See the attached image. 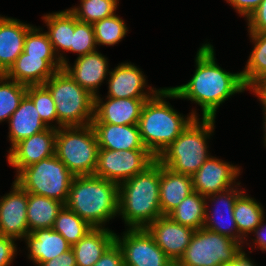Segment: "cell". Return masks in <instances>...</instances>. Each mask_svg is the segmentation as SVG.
I'll use <instances>...</instances> for the list:
<instances>
[{
    "label": "cell",
    "mask_w": 266,
    "mask_h": 266,
    "mask_svg": "<svg viewBox=\"0 0 266 266\" xmlns=\"http://www.w3.org/2000/svg\"><path fill=\"white\" fill-rule=\"evenodd\" d=\"M215 50L211 43H203L195 57V72L186 84L170 87L175 99H184L200 106L201 118H215L220 105L245 86L242 73H231L216 63Z\"/></svg>",
    "instance_id": "cell-1"
},
{
    "label": "cell",
    "mask_w": 266,
    "mask_h": 266,
    "mask_svg": "<svg viewBox=\"0 0 266 266\" xmlns=\"http://www.w3.org/2000/svg\"><path fill=\"white\" fill-rule=\"evenodd\" d=\"M166 98L175 99V92L170 87L161 88L147 99L137 124L143 145L156 158L195 118H199L196 109L184 116Z\"/></svg>",
    "instance_id": "cell-2"
},
{
    "label": "cell",
    "mask_w": 266,
    "mask_h": 266,
    "mask_svg": "<svg viewBox=\"0 0 266 266\" xmlns=\"http://www.w3.org/2000/svg\"><path fill=\"white\" fill-rule=\"evenodd\" d=\"M160 163L119 184V211L127 228H146L162 215L159 199Z\"/></svg>",
    "instance_id": "cell-3"
},
{
    "label": "cell",
    "mask_w": 266,
    "mask_h": 266,
    "mask_svg": "<svg viewBox=\"0 0 266 266\" xmlns=\"http://www.w3.org/2000/svg\"><path fill=\"white\" fill-rule=\"evenodd\" d=\"M65 206L93 228L118 217L119 185L94 175L74 176Z\"/></svg>",
    "instance_id": "cell-4"
},
{
    "label": "cell",
    "mask_w": 266,
    "mask_h": 266,
    "mask_svg": "<svg viewBox=\"0 0 266 266\" xmlns=\"http://www.w3.org/2000/svg\"><path fill=\"white\" fill-rule=\"evenodd\" d=\"M215 122V118H195L156 160L176 173L192 176L211 156L207 141Z\"/></svg>",
    "instance_id": "cell-5"
},
{
    "label": "cell",
    "mask_w": 266,
    "mask_h": 266,
    "mask_svg": "<svg viewBox=\"0 0 266 266\" xmlns=\"http://www.w3.org/2000/svg\"><path fill=\"white\" fill-rule=\"evenodd\" d=\"M56 105L60 127L90 125L94 118V96L82 88L63 68L44 84Z\"/></svg>",
    "instance_id": "cell-6"
},
{
    "label": "cell",
    "mask_w": 266,
    "mask_h": 266,
    "mask_svg": "<svg viewBox=\"0 0 266 266\" xmlns=\"http://www.w3.org/2000/svg\"><path fill=\"white\" fill-rule=\"evenodd\" d=\"M98 149L91 124L56 129L55 155L74 176L94 175Z\"/></svg>",
    "instance_id": "cell-7"
},
{
    "label": "cell",
    "mask_w": 266,
    "mask_h": 266,
    "mask_svg": "<svg viewBox=\"0 0 266 266\" xmlns=\"http://www.w3.org/2000/svg\"><path fill=\"white\" fill-rule=\"evenodd\" d=\"M74 175L56 155L23 168L14 181L28 193L66 204Z\"/></svg>",
    "instance_id": "cell-8"
},
{
    "label": "cell",
    "mask_w": 266,
    "mask_h": 266,
    "mask_svg": "<svg viewBox=\"0 0 266 266\" xmlns=\"http://www.w3.org/2000/svg\"><path fill=\"white\" fill-rule=\"evenodd\" d=\"M245 245L227 236L200 228L176 266H230L245 250Z\"/></svg>",
    "instance_id": "cell-9"
},
{
    "label": "cell",
    "mask_w": 266,
    "mask_h": 266,
    "mask_svg": "<svg viewBox=\"0 0 266 266\" xmlns=\"http://www.w3.org/2000/svg\"><path fill=\"white\" fill-rule=\"evenodd\" d=\"M155 160L147 149L118 151L99 148L94 176L119 185L143 172Z\"/></svg>",
    "instance_id": "cell-10"
},
{
    "label": "cell",
    "mask_w": 266,
    "mask_h": 266,
    "mask_svg": "<svg viewBox=\"0 0 266 266\" xmlns=\"http://www.w3.org/2000/svg\"><path fill=\"white\" fill-rule=\"evenodd\" d=\"M123 234V235H122ZM115 241L123 252L124 266H174L146 228H127Z\"/></svg>",
    "instance_id": "cell-11"
},
{
    "label": "cell",
    "mask_w": 266,
    "mask_h": 266,
    "mask_svg": "<svg viewBox=\"0 0 266 266\" xmlns=\"http://www.w3.org/2000/svg\"><path fill=\"white\" fill-rule=\"evenodd\" d=\"M241 182L230 189L206 196V216L204 228L227 236L244 245L245 239L238 233L234 219V205L237 198L245 191ZM208 200V201H207ZM211 203L213 207L209 208ZM219 206V207H218Z\"/></svg>",
    "instance_id": "cell-12"
},
{
    "label": "cell",
    "mask_w": 266,
    "mask_h": 266,
    "mask_svg": "<svg viewBox=\"0 0 266 266\" xmlns=\"http://www.w3.org/2000/svg\"><path fill=\"white\" fill-rule=\"evenodd\" d=\"M241 173L240 166L211 155L191 176L194 191L205 197L226 191L239 183Z\"/></svg>",
    "instance_id": "cell-13"
},
{
    "label": "cell",
    "mask_w": 266,
    "mask_h": 266,
    "mask_svg": "<svg viewBox=\"0 0 266 266\" xmlns=\"http://www.w3.org/2000/svg\"><path fill=\"white\" fill-rule=\"evenodd\" d=\"M107 79L108 94L106 97L149 99L161 89L148 86L143 71L128 61L119 63L114 69L111 68Z\"/></svg>",
    "instance_id": "cell-14"
},
{
    "label": "cell",
    "mask_w": 266,
    "mask_h": 266,
    "mask_svg": "<svg viewBox=\"0 0 266 266\" xmlns=\"http://www.w3.org/2000/svg\"><path fill=\"white\" fill-rule=\"evenodd\" d=\"M28 192L15 181L11 191L0 198V235L23 240L28 234Z\"/></svg>",
    "instance_id": "cell-15"
},
{
    "label": "cell",
    "mask_w": 266,
    "mask_h": 266,
    "mask_svg": "<svg viewBox=\"0 0 266 266\" xmlns=\"http://www.w3.org/2000/svg\"><path fill=\"white\" fill-rule=\"evenodd\" d=\"M157 246L175 264L190 244L194 229L163 215L146 227Z\"/></svg>",
    "instance_id": "cell-16"
},
{
    "label": "cell",
    "mask_w": 266,
    "mask_h": 266,
    "mask_svg": "<svg viewBox=\"0 0 266 266\" xmlns=\"http://www.w3.org/2000/svg\"><path fill=\"white\" fill-rule=\"evenodd\" d=\"M56 129L34 134L17 143L7 153V162L18 174L23 168L55 155Z\"/></svg>",
    "instance_id": "cell-17"
},
{
    "label": "cell",
    "mask_w": 266,
    "mask_h": 266,
    "mask_svg": "<svg viewBox=\"0 0 266 266\" xmlns=\"http://www.w3.org/2000/svg\"><path fill=\"white\" fill-rule=\"evenodd\" d=\"M105 99L100 95L94 97V118L91 123L138 124L143 105L147 100L112 97Z\"/></svg>",
    "instance_id": "cell-18"
},
{
    "label": "cell",
    "mask_w": 266,
    "mask_h": 266,
    "mask_svg": "<svg viewBox=\"0 0 266 266\" xmlns=\"http://www.w3.org/2000/svg\"><path fill=\"white\" fill-rule=\"evenodd\" d=\"M108 64V58L96 50L77 57L74 65L69 62L63 69L75 82L95 97L99 95V87L110 74Z\"/></svg>",
    "instance_id": "cell-19"
},
{
    "label": "cell",
    "mask_w": 266,
    "mask_h": 266,
    "mask_svg": "<svg viewBox=\"0 0 266 266\" xmlns=\"http://www.w3.org/2000/svg\"><path fill=\"white\" fill-rule=\"evenodd\" d=\"M62 68L58 57H35L22 52L5 75L26 86L43 85Z\"/></svg>",
    "instance_id": "cell-20"
},
{
    "label": "cell",
    "mask_w": 266,
    "mask_h": 266,
    "mask_svg": "<svg viewBox=\"0 0 266 266\" xmlns=\"http://www.w3.org/2000/svg\"><path fill=\"white\" fill-rule=\"evenodd\" d=\"M32 24L0 14V74H6L24 49Z\"/></svg>",
    "instance_id": "cell-21"
},
{
    "label": "cell",
    "mask_w": 266,
    "mask_h": 266,
    "mask_svg": "<svg viewBox=\"0 0 266 266\" xmlns=\"http://www.w3.org/2000/svg\"><path fill=\"white\" fill-rule=\"evenodd\" d=\"M23 240L28 250L27 257L36 266H40L72 248L53 228L34 230L28 233Z\"/></svg>",
    "instance_id": "cell-22"
},
{
    "label": "cell",
    "mask_w": 266,
    "mask_h": 266,
    "mask_svg": "<svg viewBox=\"0 0 266 266\" xmlns=\"http://www.w3.org/2000/svg\"><path fill=\"white\" fill-rule=\"evenodd\" d=\"M99 148L110 150L146 149L140 137L138 125H114L91 123Z\"/></svg>",
    "instance_id": "cell-23"
},
{
    "label": "cell",
    "mask_w": 266,
    "mask_h": 266,
    "mask_svg": "<svg viewBox=\"0 0 266 266\" xmlns=\"http://www.w3.org/2000/svg\"><path fill=\"white\" fill-rule=\"evenodd\" d=\"M8 124V138L11 144L9 151L20 141L48 128L41 120L33 101L27 95L13 112Z\"/></svg>",
    "instance_id": "cell-24"
},
{
    "label": "cell",
    "mask_w": 266,
    "mask_h": 266,
    "mask_svg": "<svg viewBox=\"0 0 266 266\" xmlns=\"http://www.w3.org/2000/svg\"><path fill=\"white\" fill-rule=\"evenodd\" d=\"M192 192L191 176L176 173L160 164L159 199L162 215H168Z\"/></svg>",
    "instance_id": "cell-25"
},
{
    "label": "cell",
    "mask_w": 266,
    "mask_h": 266,
    "mask_svg": "<svg viewBox=\"0 0 266 266\" xmlns=\"http://www.w3.org/2000/svg\"><path fill=\"white\" fill-rule=\"evenodd\" d=\"M42 20L48 31L46 34L53 46L62 67L68 64L64 52H71V39L74 33V15L68 10L44 14Z\"/></svg>",
    "instance_id": "cell-26"
},
{
    "label": "cell",
    "mask_w": 266,
    "mask_h": 266,
    "mask_svg": "<svg viewBox=\"0 0 266 266\" xmlns=\"http://www.w3.org/2000/svg\"><path fill=\"white\" fill-rule=\"evenodd\" d=\"M115 232L107 228H93L72 246L77 266H94L115 241Z\"/></svg>",
    "instance_id": "cell-27"
},
{
    "label": "cell",
    "mask_w": 266,
    "mask_h": 266,
    "mask_svg": "<svg viewBox=\"0 0 266 266\" xmlns=\"http://www.w3.org/2000/svg\"><path fill=\"white\" fill-rule=\"evenodd\" d=\"M64 206V203L55 199L28 193V233L37 229L53 228L57 215Z\"/></svg>",
    "instance_id": "cell-28"
},
{
    "label": "cell",
    "mask_w": 266,
    "mask_h": 266,
    "mask_svg": "<svg viewBox=\"0 0 266 266\" xmlns=\"http://www.w3.org/2000/svg\"><path fill=\"white\" fill-rule=\"evenodd\" d=\"M248 33L254 46L241 73L245 86L251 91L266 79V32Z\"/></svg>",
    "instance_id": "cell-29"
},
{
    "label": "cell",
    "mask_w": 266,
    "mask_h": 266,
    "mask_svg": "<svg viewBox=\"0 0 266 266\" xmlns=\"http://www.w3.org/2000/svg\"><path fill=\"white\" fill-rule=\"evenodd\" d=\"M264 207L255 198L246 194V190L237 198L234 205V219L238 233L247 238L261 223L265 216Z\"/></svg>",
    "instance_id": "cell-30"
},
{
    "label": "cell",
    "mask_w": 266,
    "mask_h": 266,
    "mask_svg": "<svg viewBox=\"0 0 266 266\" xmlns=\"http://www.w3.org/2000/svg\"><path fill=\"white\" fill-rule=\"evenodd\" d=\"M167 216L175 222L194 230L203 228L206 216V198L194 191Z\"/></svg>",
    "instance_id": "cell-31"
},
{
    "label": "cell",
    "mask_w": 266,
    "mask_h": 266,
    "mask_svg": "<svg viewBox=\"0 0 266 266\" xmlns=\"http://www.w3.org/2000/svg\"><path fill=\"white\" fill-rule=\"evenodd\" d=\"M92 229L93 227L84 219L80 218L66 206H64L57 215L53 226V230L58 232L71 247L79 242Z\"/></svg>",
    "instance_id": "cell-32"
},
{
    "label": "cell",
    "mask_w": 266,
    "mask_h": 266,
    "mask_svg": "<svg viewBox=\"0 0 266 266\" xmlns=\"http://www.w3.org/2000/svg\"><path fill=\"white\" fill-rule=\"evenodd\" d=\"M78 6L68 10L78 21L94 24L116 13L119 0H80Z\"/></svg>",
    "instance_id": "cell-33"
},
{
    "label": "cell",
    "mask_w": 266,
    "mask_h": 266,
    "mask_svg": "<svg viewBox=\"0 0 266 266\" xmlns=\"http://www.w3.org/2000/svg\"><path fill=\"white\" fill-rule=\"evenodd\" d=\"M26 93V85L9 79L5 74L0 75V123H8Z\"/></svg>",
    "instance_id": "cell-34"
},
{
    "label": "cell",
    "mask_w": 266,
    "mask_h": 266,
    "mask_svg": "<svg viewBox=\"0 0 266 266\" xmlns=\"http://www.w3.org/2000/svg\"><path fill=\"white\" fill-rule=\"evenodd\" d=\"M95 40L98 46H114L121 42L128 33L125 20L114 14L93 24Z\"/></svg>",
    "instance_id": "cell-35"
},
{
    "label": "cell",
    "mask_w": 266,
    "mask_h": 266,
    "mask_svg": "<svg viewBox=\"0 0 266 266\" xmlns=\"http://www.w3.org/2000/svg\"><path fill=\"white\" fill-rule=\"evenodd\" d=\"M26 95L33 101L45 125L50 128L58 129L56 105L49 90L44 85H29L27 86Z\"/></svg>",
    "instance_id": "cell-36"
},
{
    "label": "cell",
    "mask_w": 266,
    "mask_h": 266,
    "mask_svg": "<svg viewBox=\"0 0 266 266\" xmlns=\"http://www.w3.org/2000/svg\"><path fill=\"white\" fill-rule=\"evenodd\" d=\"M98 50L93 24L81 22L74 16V33L71 39V52L78 57Z\"/></svg>",
    "instance_id": "cell-37"
},
{
    "label": "cell",
    "mask_w": 266,
    "mask_h": 266,
    "mask_svg": "<svg viewBox=\"0 0 266 266\" xmlns=\"http://www.w3.org/2000/svg\"><path fill=\"white\" fill-rule=\"evenodd\" d=\"M23 52L35 57H57L46 32L34 25L26 34Z\"/></svg>",
    "instance_id": "cell-38"
},
{
    "label": "cell",
    "mask_w": 266,
    "mask_h": 266,
    "mask_svg": "<svg viewBox=\"0 0 266 266\" xmlns=\"http://www.w3.org/2000/svg\"><path fill=\"white\" fill-rule=\"evenodd\" d=\"M246 21L248 32H266V0L261 1Z\"/></svg>",
    "instance_id": "cell-39"
},
{
    "label": "cell",
    "mask_w": 266,
    "mask_h": 266,
    "mask_svg": "<svg viewBox=\"0 0 266 266\" xmlns=\"http://www.w3.org/2000/svg\"><path fill=\"white\" fill-rule=\"evenodd\" d=\"M17 240L0 235V266H10L17 256Z\"/></svg>",
    "instance_id": "cell-40"
},
{
    "label": "cell",
    "mask_w": 266,
    "mask_h": 266,
    "mask_svg": "<svg viewBox=\"0 0 266 266\" xmlns=\"http://www.w3.org/2000/svg\"><path fill=\"white\" fill-rule=\"evenodd\" d=\"M94 266H124L123 252L114 241Z\"/></svg>",
    "instance_id": "cell-41"
},
{
    "label": "cell",
    "mask_w": 266,
    "mask_h": 266,
    "mask_svg": "<svg viewBox=\"0 0 266 266\" xmlns=\"http://www.w3.org/2000/svg\"><path fill=\"white\" fill-rule=\"evenodd\" d=\"M240 17L248 19V17L258 8L262 0H225Z\"/></svg>",
    "instance_id": "cell-42"
},
{
    "label": "cell",
    "mask_w": 266,
    "mask_h": 266,
    "mask_svg": "<svg viewBox=\"0 0 266 266\" xmlns=\"http://www.w3.org/2000/svg\"><path fill=\"white\" fill-rule=\"evenodd\" d=\"M265 221V216L263 217L260 225L251 233L254 234L255 238L252 239V243L249 240V243L247 242V240L244 241V244H246L248 247H250V244L252 247L251 250L249 251V253H252L253 251V247L254 250L257 248L259 250H261L262 252L266 251V223H264Z\"/></svg>",
    "instance_id": "cell-43"
},
{
    "label": "cell",
    "mask_w": 266,
    "mask_h": 266,
    "mask_svg": "<svg viewBox=\"0 0 266 266\" xmlns=\"http://www.w3.org/2000/svg\"><path fill=\"white\" fill-rule=\"evenodd\" d=\"M40 266H77L72 248L60 256L42 263Z\"/></svg>",
    "instance_id": "cell-44"
},
{
    "label": "cell",
    "mask_w": 266,
    "mask_h": 266,
    "mask_svg": "<svg viewBox=\"0 0 266 266\" xmlns=\"http://www.w3.org/2000/svg\"><path fill=\"white\" fill-rule=\"evenodd\" d=\"M230 266H257V264H255L254 260L252 261L251 258L247 256L245 251H243L237 260Z\"/></svg>",
    "instance_id": "cell-45"
},
{
    "label": "cell",
    "mask_w": 266,
    "mask_h": 266,
    "mask_svg": "<svg viewBox=\"0 0 266 266\" xmlns=\"http://www.w3.org/2000/svg\"><path fill=\"white\" fill-rule=\"evenodd\" d=\"M251 92L258 97V100L266 107V89H252Z\"/></svg>",
    "instance_id": "cell-46"
},
{
    "label": "cell",
    "mask_w": 266,
    "mask_h": 266,
    "mask_svg": "<svg viewBox=\"0 0 266 266\" xmlns=\"http://www.w3.org/2000/svg\"><path fill=\"white\" fill-rule=\"evenodd\" d=\"M260 104L262 105V109H263V112H264L263 113V116H264L263 119L264 120H263V124L262 125H263V130H264L263 131L264 132L263 133L264 134L263 135L264 136V138H263L264 139V141H263L264 145L263 146L265 147L266 146V107L261 102H260Z\"/></svg>",
    "instance_id": "cell-47"
},
{
    "label": "cell",
    "mask_w": 266,
    "mask_h": 266,
    "mask_svg": "<svg viewBox=\"0 0 266 266\" xmlns=\"http://www.w3.org/2000/svg\"><path fill=\"white\" fill-rule=\"evenodd\" d=\"M254 89H266V79L264 82L259 83Z\"/></svg>",
    "instance_id": "cell-48"
}]
</instances>
